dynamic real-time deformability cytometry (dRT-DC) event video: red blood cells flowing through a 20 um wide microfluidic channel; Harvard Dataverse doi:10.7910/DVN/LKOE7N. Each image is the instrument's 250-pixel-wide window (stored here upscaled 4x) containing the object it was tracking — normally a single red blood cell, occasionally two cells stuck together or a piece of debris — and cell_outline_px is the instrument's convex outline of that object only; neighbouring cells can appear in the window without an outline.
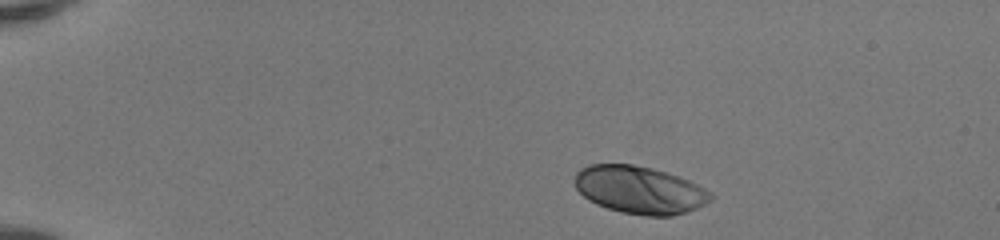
{"species": "human", "species_latin": "Homo sapiens", "temperature_condition": "room temperature", "stored_images_in_passage": 42, "camera_frame_rate_fps": 3000, "um_per_image_px": 0.085, "donor": {"sex": "female"}, "frame": {"image": 1, "passage_image": 1, "time_ms": 0.0, "image_size_px": [1000, 240], "cell_outline_px": [[712, 200], [696, 208], [672, 216], [644, 216], [620, 212], [596, 204], [588, 200], [576, 188], [576, 172], [580, 168], [588, 164], [632, 164], [652, 168], [668, 172], [688, 180], [712, 192]], "centroid_in_image_um": [54.36, 16.14], "position_along_channel_um": 30.6, "area_um2": 37.74}}
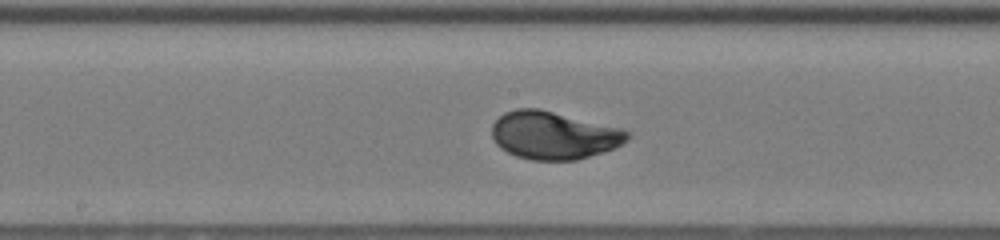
{"frame": {"image": 2, "passage_image": 20, "time_ms": 6.333, "image_size_px": [1000, 240], "cell_outline_px": [[632, 136], [628, 140], [604, 152], [576, 160], [532, 160], [516, 156], [500, 148], [496, 144], [492, 136], [492, 124], [504, 112], [516, 108], [540, 108], [620, 128], [632, 132]], "centroid_in_image_um": [47.06, 11.49], "position_along_channel_um": 201.1, "area_um2": 37.86}}
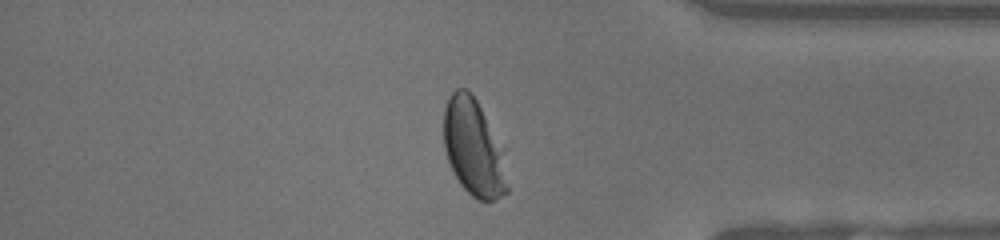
{"frame": {"image": 3, "passage_image": 35, "time_ms": 11.333, "image_size_px": [1000, 240], "cell_outline_px": [[508, 192], [496, 200], [476, 200], [460, 184], [448, 160], [444, 148], [444, 108], [452, 92], [456, 88], [468, 88], [472, 92], [504, 148], [508, 188]], "centroid_in_image_um": [40.28, 12.55], "position_along_channel_um": 394.9, "area_um2": 36.24}, "authors_computed_cell_mechanics": {"area_um2": 37.3966, "velocity_mm_per_s": 4.1228, "shape_relaxation_time_tau1_ms": 2.5115, "shape_relaxation_time_tau2_ms": null, "deformation_change_tau1": 0.166, "deformation_change_tau2": null}}